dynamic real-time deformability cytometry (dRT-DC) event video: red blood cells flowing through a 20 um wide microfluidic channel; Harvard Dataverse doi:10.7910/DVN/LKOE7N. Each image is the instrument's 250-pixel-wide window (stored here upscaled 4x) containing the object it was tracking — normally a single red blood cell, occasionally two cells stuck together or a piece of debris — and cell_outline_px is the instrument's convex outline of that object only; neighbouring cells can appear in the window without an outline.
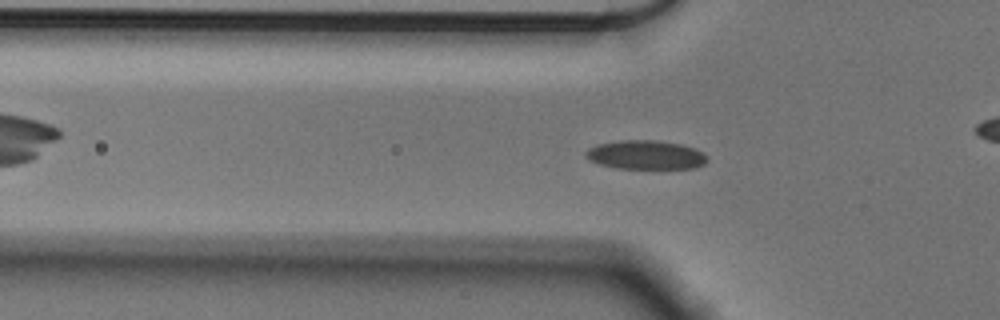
{"species": "Egyptian fruit bat (a non-hibernating species)", "species_latin": "Rousettus aegyptiacus", "temperature_condition": "cold", "stored_images_in_passage": 52, "camera_frame_rate_fps": 3000, "um_per_image_px": 0.085, "animal": {"sex": "male"}, "frame": {"image": 1, "passage_image": 13, "time_ms": 4.0, "image_size_px": [1000, 320], "cell_outline_px": [[708, 160], [704, 164], [696, 168], [616, 168], [600, 164], [588, 160], [584, 156], [584, 152], [588, 148], [596, 144], [620, 140], [656, 140], [680, 144], [704, 152], [708, 156]], "centroid_in_image_um": [54.86, 13.16], "position_along_channel_um": 70.9, "area_um2": 20.63}}
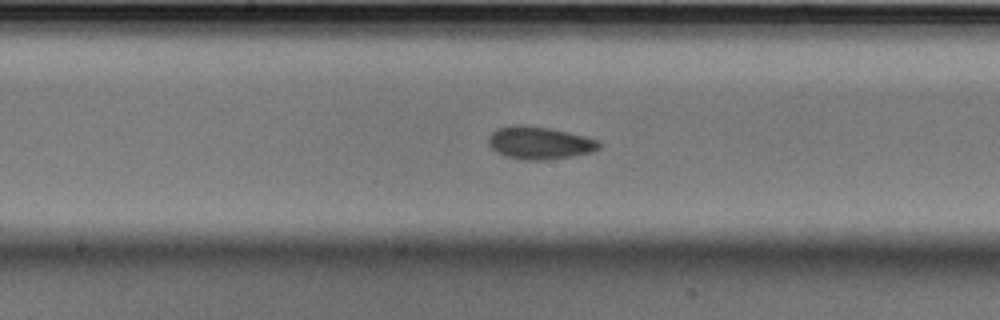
{"frame": {"image": 2, "passage_image": 24, "time_ms": 7.667, "image_size_px": [1000, 320], "cell_outline_px": [[600, 148], [592, 152], [572, 156], [548, 160], [524, 160], [504, 156], [496, 152], [488, 144], [488, 136], [496, 128], [516, 124], [520, 124], [548, 128], [584, 136], [600, 140]], "centroid_in_image_um": [45.83, 12.15], "position_along_channel_um": 202.4, "area_um2": 21.15}}
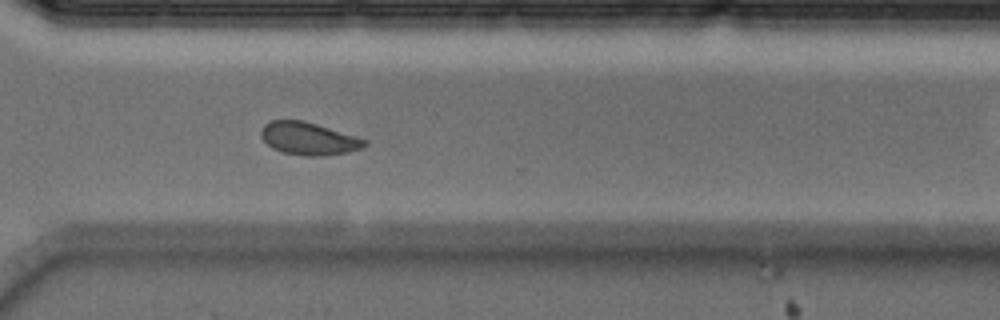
{"frame": {"image": 3, "passage_image": 36, "time_ms": 11.667, "image_size_px": [1000, 320], "cell_outline_px": [[368, 144], [360, 148], [348, 152], [324, 156], [304, 156], [284, 152], [272, 148], [260, 136], [260, 132], [264, 124], [268, 120], [304, 120], [356, 136], [368, 140]], "centroid_in_image_um": [26.22, 11.77], "position_along_channel_um": 344.4, "area_um2": 19.77}, "authors_computed_cell_mechanics": {"area_um2": 20.1144, "velocity_mm_per_s": 3.5558, "shape_relaxation_time_tau1_ms": 3.5194, "shape_relaxation_time_tau2_ms": 2.1036, "deformation_change_tau1": 0.0859, "deformation_change_tau2": 0.061}}